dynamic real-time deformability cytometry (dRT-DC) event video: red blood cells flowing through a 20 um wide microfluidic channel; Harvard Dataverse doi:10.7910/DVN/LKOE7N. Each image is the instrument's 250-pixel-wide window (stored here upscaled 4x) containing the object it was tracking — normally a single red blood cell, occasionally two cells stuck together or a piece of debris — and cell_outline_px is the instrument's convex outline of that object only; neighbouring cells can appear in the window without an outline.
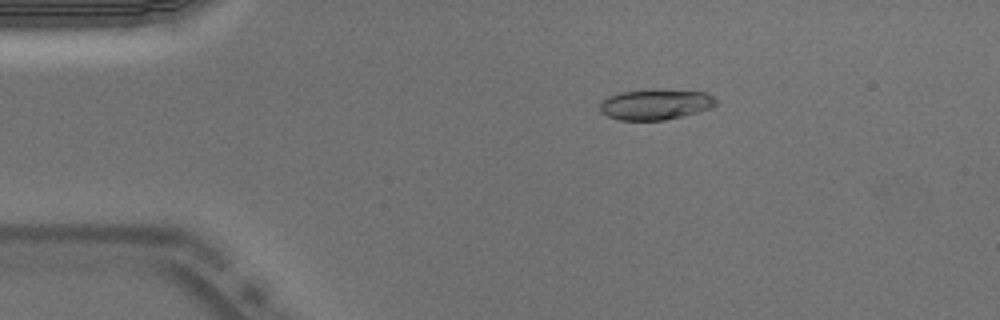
{"species": "Egyptian fruit bat (a non-hibernating species)", "species_latin": "Rousettus aegyptiacus", "temperature_condition": "warm", "stored_images_in_passage": 50, "camera_frame_rate_fps": 3000, "um_per_image_px": 0.085, "animal": {"sex": "male"}, "frame": {"image": 1, "passage_image": 9, "time_ms": 2.667, "image_size_px": [1000, 320], "cell_outline_px": [[716, 104], [712, 108], [664, 120], [620, 120], [608, 116], [600, 112], [600, 104], [608, 96], [620, 92], [652, 88], [660, 88], [708, 92], [716, 100]], "centroid_in_image_um": [55.73, 8.84], "position_along_channel_um": 29.3, "area_um2": 20.98}}
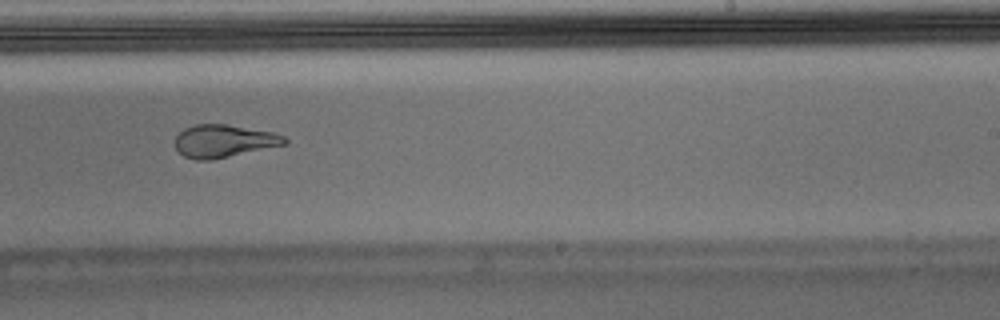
{"frame": {"image": 2, "passage_image": 31, "time_ms": 10.0, "image_size_px": [1000, 320], "cell_outline_px": [[288, 144], [212, 160], [196, 160], [184, 156], [176, 148], [176, 136], [184, 128], [196, 124], [224, 124], [272, 132], [284, 136], [288, 140]], "centroid_in_image_um": [19.04, 11.99], "position_along_channel_um": 270.0, "area_um2": 20.81}}
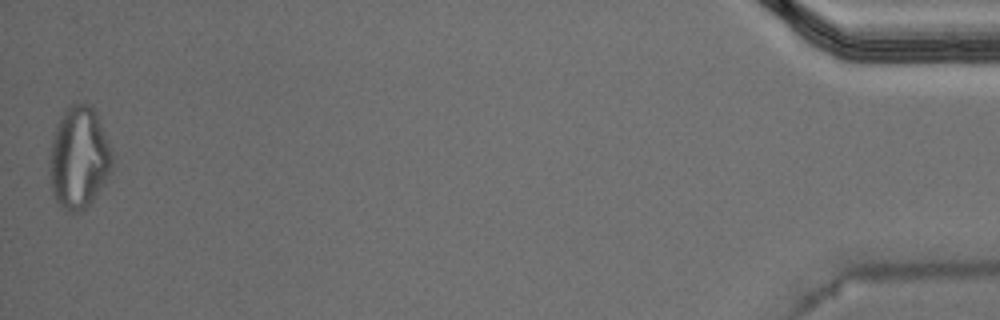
{"frame": {"image": 3, "passage_image": 50, "time_ms": 16.333, "image_size_px": [1000, 320], "cell_outline_px": [[112, 172], [92, 200], [80, 212], [68, 212], [56, 200], [52, 192], [48, 164], [52, 140], [60, 116], [72, 104], [88, 104], [96, 112], [108, 144], [112, 156]], "centroid_in_image_um": [6.69, 13.44], "position_along_channel_um": 428.5, "area_um2": 36.76}, "authors_computed_cell_mechanics": {"area_um2": 21.2993, "velocity_mm_per_s": 3.9745, "shape_relaxation_time_tau1_ms": null, "shape_relaxation_time_tau2_ms": 1.1719, "deformation_change_tau1": null, "deformation_change_tau2": 0.0907}}